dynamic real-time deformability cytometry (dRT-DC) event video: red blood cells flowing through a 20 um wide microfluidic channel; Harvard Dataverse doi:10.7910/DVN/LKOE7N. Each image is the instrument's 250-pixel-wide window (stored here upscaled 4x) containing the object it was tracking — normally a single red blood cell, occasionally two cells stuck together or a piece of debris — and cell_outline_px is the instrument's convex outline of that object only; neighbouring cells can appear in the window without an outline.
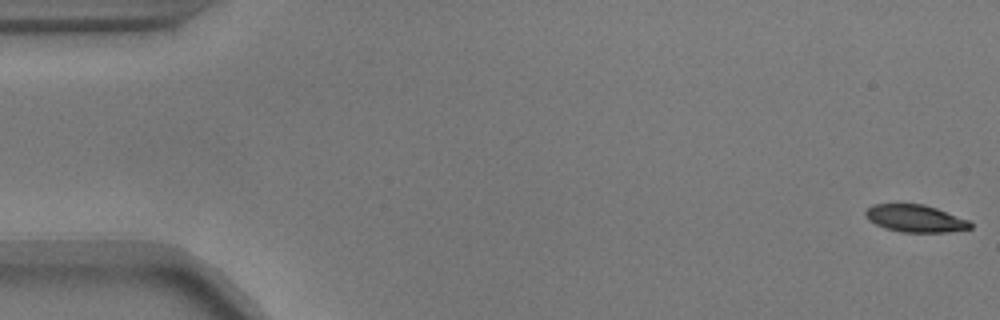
{"species": "common noctule bat (a hibernating species)", "species_latin": "Nyctalus noctula", "temperature_condition": "warm", "stored_images_in_passage": 12, "camera_frame_rate_fps": 3000, "um_per_image_px": 0.085, "animal": {"sex": "male", "body_mass_g": 17.9}, "frame": {"image": 1, "passage_image": 1, "time_ms": 0.0, "image_size_px": [1000, 320], "cell_outline_px": [[972, 228], [948, 232], [900, 232], [884, 228], [868, 220], [864, 212], [872, 204], [924, 204], [936, 208], [968, 220], [972, 224]], "centroid_in_image_um": [77.78, 18.57], "position_along_channel_um": 7.2, "area_um2": 16.65}}